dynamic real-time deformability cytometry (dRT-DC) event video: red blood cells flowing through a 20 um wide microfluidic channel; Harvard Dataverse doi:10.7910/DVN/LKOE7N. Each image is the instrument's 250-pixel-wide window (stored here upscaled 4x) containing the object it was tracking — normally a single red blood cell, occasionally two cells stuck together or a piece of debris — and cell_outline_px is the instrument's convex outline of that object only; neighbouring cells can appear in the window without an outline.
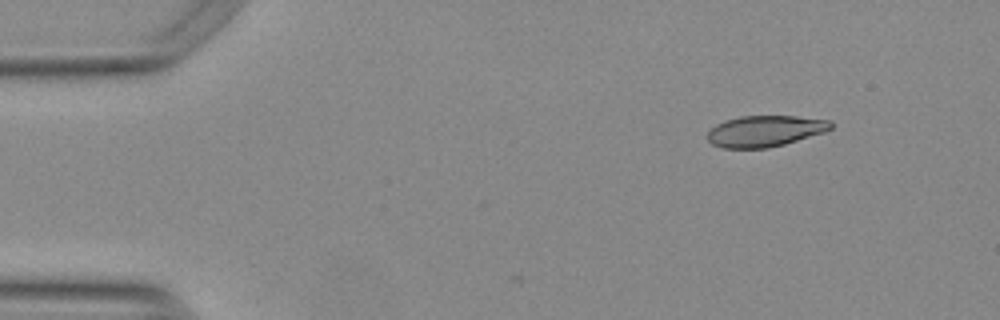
{"species": "Egyptian fruit bat (a non-hibernating species)", "species_latin": "Rousettus aegyptiacus", "temperature_condition": "warm", "stored_images_in_passage": 39, "camera_frame_rate_fps": 3000, "um_per_image_px": 0.085, "animal": {"sex": "female"}, "frame": {"image": 1, "passage_image": 1, "time_ms": 0.0, "image_size_px": [1000, 320], "cell_outline_px": [[832, 128], [824, 132], [784, 144], [768, 148], [724, 148], [712, 144], [708, 140], [708, 132], [716, 124], [724, 120], [740, 116], [796, 116], [832, 120]], "centroid_in_image_um": [65.03, 11.13], "position_along_channel_um": 20.0, "area_um2": 22.37}}
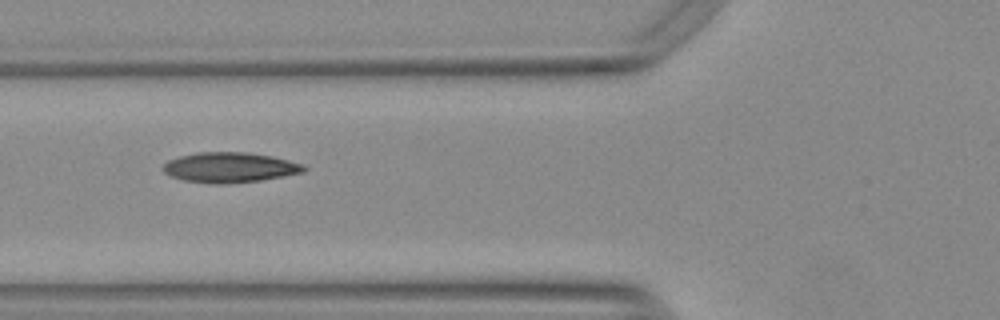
{"frame": {"image": 2, "passage_image": 15, "time_ms": 4.667, "image_size_px": [1000, 320], "cell_outline_px": [[308, 168], [304, 172], [284, 176], [260, 180], [224, 184], [212, 184], [184, 180], [172, 176], [164, 172], [160, 168], [168, 160], [180, 156], [196, 152], [248, 152], [272, 156], [304, 164]], "centroid_in_image_um": [19.53, 14.23], "position_along_channel_um": 106.3, "area_um2": 24.85}}
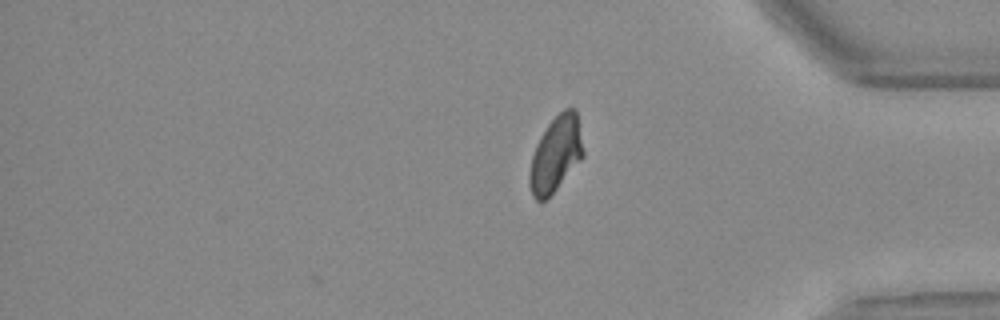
{"frame": {"image": 3, "passage_image": 39, "time_ms": 12.667, "image_size_px": [1000, 320], "cell_outline_px": [[584, 156], [556, 188], [544, 200], [536, 200], [528, 184], [528, 172], [532, 156], [536, 144], [540, 136], [548, 124], [564, 108], [576, 108], [584, 152]], "centroid_in_image_um": [47.23, 13.07], "position_along_channel_um": 388.0, "area_um2": 23.35}, "authors_computed_cell_mechanics": {"area_um2": 23.8714, "velocity_mm_per_s": 3.7626, "shape_relaxation_time_tau1_ms": 5.0521, "shape_relaxation_time_tau2_ms": 1.8302, "deformation_change_tau1": 0.1842, "deformation_change_tau2": 0.0587}}